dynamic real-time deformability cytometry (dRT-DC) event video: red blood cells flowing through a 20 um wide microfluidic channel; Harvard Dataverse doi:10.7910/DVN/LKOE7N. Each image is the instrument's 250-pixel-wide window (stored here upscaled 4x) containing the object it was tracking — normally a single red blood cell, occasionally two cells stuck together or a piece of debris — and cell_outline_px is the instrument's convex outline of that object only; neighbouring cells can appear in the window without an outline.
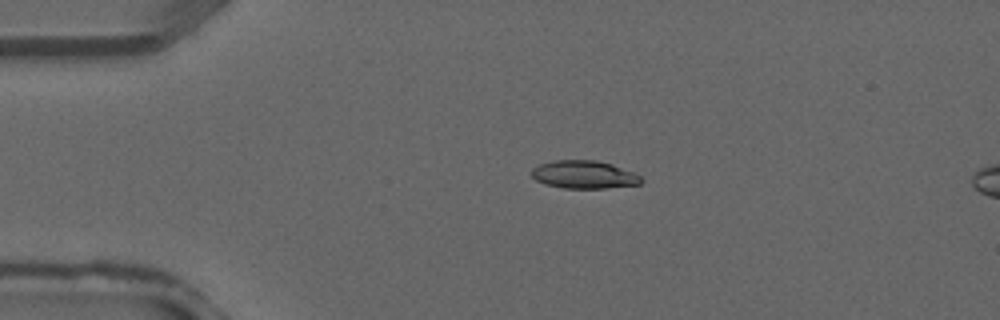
{"species": "common noctule bat (a hibernating species)", "species_latin": "Nyctalus noctula", "temperature_condition": "warm", "stored_images_in_passage": 39, "camera_frame_rate_fps": 3000, "um_per_image_px": 0.085, "animal": {"sex": "male", "forearm_length_mm": 52.5}, "frame": {"image": 1, "passage_image": 9, "time_ms": 2.667, "image_size_px": [1000, 320], "cell_outline_px": [[644, 180], [640, 184], [604, 188], [564, 188], [544, 184], [536, 180], [532, 176], [532, 168], [540, 164], [556, 160], [596, 160], [612, 164], [632, 172], [640, 176]], "centroid_in_image_um": [49.64, 14.84], "position_along_channel_um": 35.4, "area_um2": 17.74}}
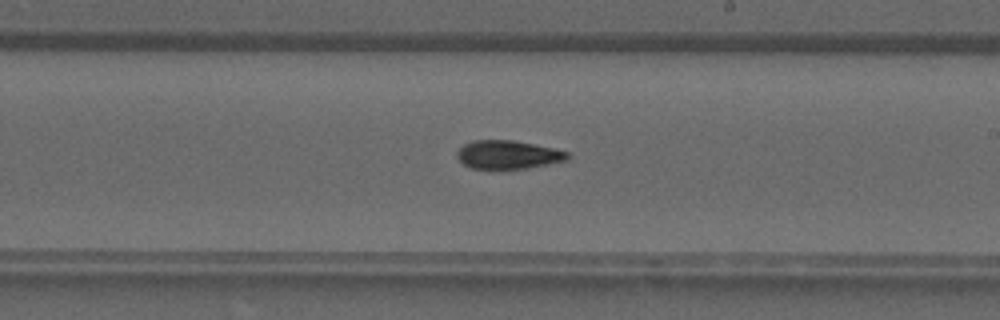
{"frame": {"image": 2, "passage_image": 23, "time_ms": 7.333, "image_size_px": [1000, 320], "cell_outline_px": [[572, 156], [568, 160], [528, 168], [468, 168], [456, 156], [456, 152], [464, 144], [472, 140], [512, 140], [552, 148], [568, 152]], "centroid_in_image_um": [43.18, 13.14], "position_along_channel_um": 245.8, "area_um2": 18.21}}
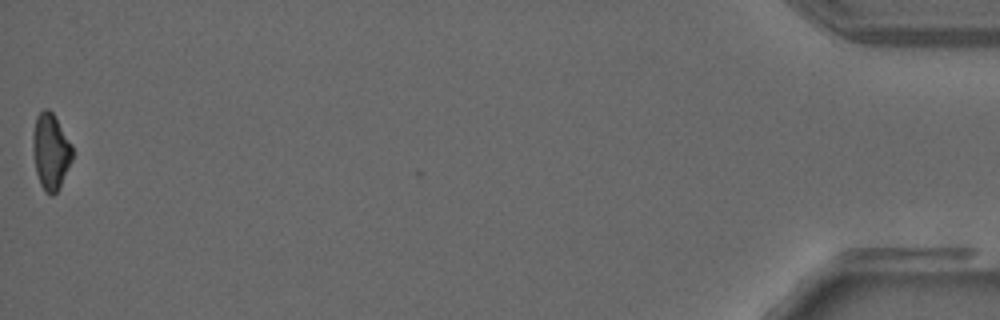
{"frame": {"image": 3, "passage_image": 39, "time_ms": 12.667, "image_size_px": [1000, 320], "cell_outline_px": [[72, 160], [56, 192], [52, 196], [44, 192], [40, 184], [36, 172], [32, 148], [32, 132], [36, 116], [44, 108], [48, 108], [52, 112], [72, 144]], "centroid_in_image_um": [4.28, 12.85], "position_along_channel_um": 430.9, "area_um2": 17.51}}